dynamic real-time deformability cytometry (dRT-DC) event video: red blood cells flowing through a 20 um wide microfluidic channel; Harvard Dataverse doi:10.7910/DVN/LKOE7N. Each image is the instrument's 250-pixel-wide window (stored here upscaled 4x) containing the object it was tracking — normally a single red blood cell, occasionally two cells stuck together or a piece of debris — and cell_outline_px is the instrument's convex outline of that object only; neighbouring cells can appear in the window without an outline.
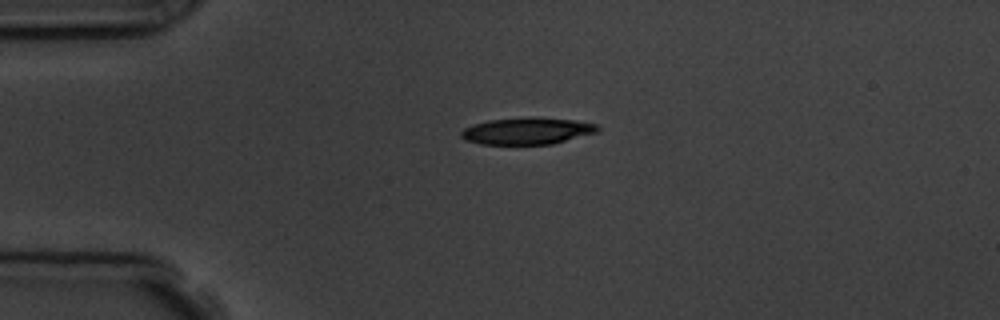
{"species": "common noctule bat (a hibernating species)", "species_latin": "Nyctalus noctula", "temperature_condition": "room temperature", "stored_images_in_passage": 1, "camera_frame_rate_fps": 3000, "um_per_image_px": 0.085, "animal": {"sex": "male", "body_mass_g": 19.5, "forearm_length_mm": 54.6}, "frame": {"image": 1, "passage_image": 1, "time_ms": 0.0, "image_size_px": [1000, 320], "cell_outline_px": [[600, 132], [552, 144], [480, 144], [464, 140], [460, 136], [460, 132], [464, 128], [472, 124], [488, 120], [528, 116], [536, 116], [576, 120], [596, 124], [600, 128]], "centroid_in_image_um": [44.82, 11.11], "position_along_channel_um": 40.2, "area_um2": 21.85}}